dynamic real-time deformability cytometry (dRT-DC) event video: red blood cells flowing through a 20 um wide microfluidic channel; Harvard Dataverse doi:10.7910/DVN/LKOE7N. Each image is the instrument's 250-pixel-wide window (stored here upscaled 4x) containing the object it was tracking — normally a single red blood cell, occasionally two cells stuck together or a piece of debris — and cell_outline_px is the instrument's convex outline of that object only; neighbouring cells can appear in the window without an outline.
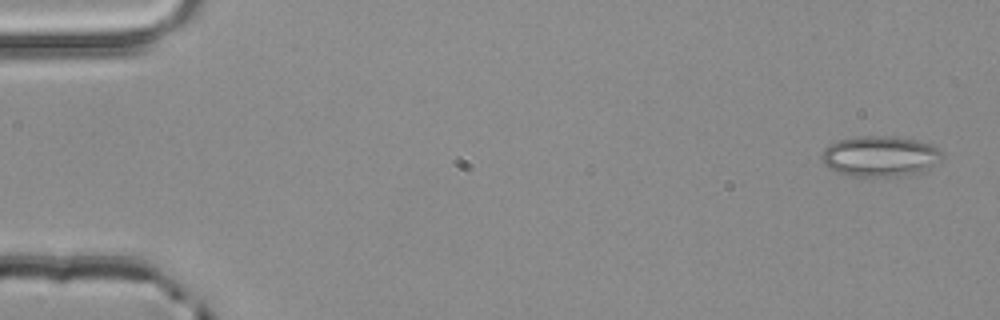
{"species": "common noctule bat (a hibernating species)", "species_latin": "Nyctalus noctula", "temperature_condition": "room temperature", "stored_images_in_passage": 5, "camera_frame_rate_fps": 3000, "um_per_image_px": 0.085, "animal": {"sex": "male", "body_mass_g": 20.4}, "frame": {"image": 1, "passage_image": 1, "time_ms": 0.0, "image_size_px": [1000, 320], "cell_outline_px": [[944, 156], [940, 160], [916, 176], [872, 180], [848, 176], [836, 172], [828, 168], [820, 160], [820, 156], [824, 148], [836, 140], [856, 136], [884, 136], [916, 140], [928, 144], [936, 148]], "centroid_in_image_um": [74.75, 13.36], "position_along_channel_um": 10.3, "area_um2": 29.77}}